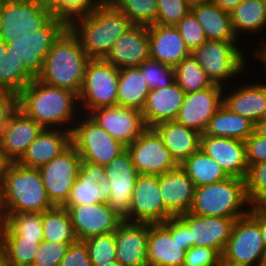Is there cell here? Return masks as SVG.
Returning a JSON list of instances; mask_svg holds the SVG:
<instances>
[{"label":"cell","mask_w":266,"mask_h":266,"mask_svg":"<svg viewBox=\"0 0 266 266\" xmlns=\"http://www.w3.org/2000/svg\"><path fill=\"white\" fill-rule=\"evenodd\" d=\"M152 128L179 165L200 148L201 134L176 121L161 122Z\"/></svg>","instance_id":"cell-31"},{"label":"cell","mask_w":266,"mask_h":266,"mask_svg":"<svg viewBox=\"0 0 266 266\" xmlns=\"http://www.w3.org/2000/svg\"><path fill=\"white\" fill-rule=\"evenodd\" d=\"M53 207L39 169L10 163L0 180L1 214L43 213Z\"/></svg>","instance_id":"cell-4"},{"label":"cell","mask_w":266,"mask_h":266,"mask_svg":"<svg viewBox=\"0 0 266 266\" xmlns=\"http://www.w3.org/2000/svg\"><path fill=\"white\" fill-rule=\"evenodd\" d=\"M132 21L111 2L98 3L89 13L73 20L68 27L79 38L90 59H105L117 39Z\"/></svg>","instance_id":"cell-2"},{"label":"cell","mask_w":266,"mask_h":266,"mask_svg":"<svg viewBox=\"0 0 266 266\" xmlns=\"http://www.w3.org/2000/svg\"><path fill=\"white\" fill-rule=\"evenodd\" d=\"M0 266H7V259L4 246L0 239Z\"/></svg>","instance_id":"cell-60"},{"label":"cell","mask_w":266,"mask_h":266,"mask_svg":"<svg viewBox=\"0 0 266 266\" xmlns=\"http://www.w3.org/2000/svg\"><path fill=\"white\" fill-rule=\"evenodd\" d=\"M200 149L230 177L245 179L248 170L243 140L201 134Z\"/></svg>","instance_id":"cell-23"},{"label":"cell","mask_w":266,"mask_h":266,"mask_svg":"<svg viewBox=\"0 0 266 266\" xmlns=\"http://www.w3.org/2000/svg\"><path fill=\"white\" fill-rule=\"evenodd\" d=\"M223 90V86L213 84L202 91L185 93L175 121L203 134L212 116L223 105Z\"/></svg>","instance_id":"cell-19"},{"label":"cell","mask_w":266,"mask_h":266,"mask_svg":"<svg viewBox=\"0 0 266 266\" xmlns=\"http://www.w3.org/2000/svg\"><path fill=\"white\" fill-rule=\"evenodd\" d=\"M242 44V42L207 40L195 48L191 55L213 84L225 87L233 84L249 70L248 62L251 56L253 58V53H248L247 50L244 53L245 48L240 46Z\"/></svg>","instance_id":"cell-6"},{"label":"cell","mask_w":266,"mask_h":266,"mask_svg":"<svg viewBox=\"0 0 266 266\" xmlns=\"http://www.w3.org/2000/svg\"><path fill=\"white\" fill-rule=\"evenodd\" d=\"M221 255L213 248L191 247L186 251L183 266H219Z\"/></svg>","instance_id":"cell-50"},{"label":"cell","mask_w":266,"mask_h":266,"mask_svg":"<svg viewBox=\"0 0 266 266\" xmlns=\"http://www.w3.org/2000/svg\"><path fill=\"white\" fill-rule=\"evenodd\" d=\"M43 240L1 239L4 246L7 266H32L37 248Z\"/></svg>","instance_id":"cell-42"},{"label":"cell","mask_w":266,"mask_h":266,"mask_svg":"<svg viewBox=\"0 0 266 266\" xmlns=\"http://www.w3.org/2000/svg\"><path fill=\"white\" fill-rule=\"evenodd\" d=\"M209 41L241 42L236 36L230 13L222 10L215 3H203L191 6Z\"/></svg>","instance_id":"cell-32"},{"label":"cell","mask_w":266,"mask_h":266,"mask_svg":"<svg viewBox=\"0 0 266 266\" xmlns=\"http://www.w3.org/2000/svg\"><path fill=\"white\" fill-rule=\"evenodd\" d=\"M148 223L123 221L115 231L117 261L123 266H148Z\"/></svg>","instance_id":"cell-27"},{"label":"cell","mask_w":266,"mask_h":266,"mask_svg":"<svg viewBox=\"0 0 266 266\" xmlns=\"http://www.w3.org/2000/svg\"><path fill=\"white\" fill-rule=\"evenodd\" d=\"M219 266H233V265H229V264H227V263L220 262Z\"/></svg>","instance_id":"cell-67"},{"label":"cell","mask_w":266,"mask_h":266,"mask_svg":"<svg viewBox=\"0 0 266 266\" xmlns=\"http://www.w3.org/2000/svg\"><path fill=\"white\" fill-rule=\"evenodd\" d=\"M150 92L140 67L119 69L117 106L142 111Z\"/></svg>","instance_id":"cell-34"},{"label":"cell","mask_w":266,"mask_h":266,"mask_svg":"<svg viewBox=\"0 0 266 266\" xmlns=\"http://www.w3.org/2000/svg\"><path fill=\"white\" fill-rule=\"evenodd\" d=\"M119 69L105 59H90L78 95L81 113L101 107L117 106Z\"/></svg>","instance_id":"cell-9"},{"label":"cell","mask_w":266,"mask_h":266,"mask_svg":"<svg viewBox=\"0 0 266 266\" xmlns=\"http://www.w3.org/2000/svg\"><path fill=\"white\" fill-rule=\"evenodd\" d=\"M132 23L149 26L155 24L158 13L157 0H111Z\"/></svg>","instance_id":"cell-41"},{"label":"cell","mask_w":266,"mask_h":266,"mask_svg":"<svg viewBox=\"0 0 266 266\" xmlns=\"http://www.w3.org/2000/svg\"><path fill=\"white\" fill-rule=\"evenodd\" d=\"M244 182L249 203L258 204L266 197V162L248 165Z\"/></svg>","instance_id":"cell-46"},{"label":"cell","mask_w":266,"mask_h":266,"mask_svg":"<svg viewBox=\"0 0 266 266\" xmlns=\"http://www.w3.org/2000/svg\"><path fill=\"white\" fill-rule=\"evenodd\" d=\"M260 266H266V248L264 250V254H263V258H262V262Z\"/></svg>","instance_id":"cell-65"},{"label":"cell","mask_w":266,"mask_h":266,"mask_svg":"<svg viewBox=\"0 0 266 266\" xmlns=\"http://www.w3.org/2000/svg\"><path fill=\"white\" fill-rule=\"evenodd\" d=\"M254 133V123L232 112L224 104L216 111L204 132L213 137L232 138L245 141Z\"/></svg>","instance_id":"cell-35"},{"label":"cell","mask_w":266,"mask_h":266,"mask_svg":"<svg viewBox=\"0 0 266 266\" xmlns=\"http://www.w3.org/2000/svg\"><path fill=\"white\" fill-rule=\"evenodd\" d=\"M139 67L143 72L144 80L148 83L150 90L164 88L175 81L173 66L149 58Z\"/></svg>","instance_id":"cell-45"},{"label":"cell","mask_w":266,"mask_h":266,"mask_svg":"<svg viewBox=\"0 0 266 266\" xmlns=\"http://www.w3.org/2000/svg\"><path fill=\"white\" fill-rule=\"evenodd\" d=\"M265 39H266L265 36L261 40L259 38L256 41L257 42V45H258L257 48H256L255 45H252V46H254V48L251 47V46H249L251 48L249 51H252V53H253V59L256 60V62H257V60L259 62H261V64L263 65L261 67L264 69V71H265L264 74L266 75V70H265L266 69V40Z\"/></svg>","instance_id":"cell-55"},{"label":"cell","mask_w":266,"mask_h":266,"mask_svg":"<svg viewBox=\"0 0 266 266\" xmlns=\"http://www.w3.org/2000/svg\"><path fill=\"white\" fill-rule=\"evenodd\" d=\"M178 241L184 245L187 251L191 248V241L189 237V227L178 217Z\"/></svg>","instance_id":"cell-56"},{"label":"cell","mask_w":266,"mask_h":266,"mask_svg":"<svg viewBox=\"0 0 266 266\" xmlns=\"http://www.w3.org/2000/svg\"><path fill=\"white\" fill-rule=\"evenodd\" d=\"M98 3H107L110 2L111 0H96Z\"/></svg>","instance_id":"cell-66"},{"label":"cell","mask_w":266,"mask_h":266,"mask_svg":"<svg viewBox=\"0 0 266 266\" xmlns=\"http://www.w3.org/2000/svg\"><path fill=\"white\" fill-rule=\"evenodd\" d=\"M3 221V218H2V215H1V212H0V224L2 223Z\"/></svg>","instance_id":"cell-69"},{"label":"cell","mask_w":266,"mask_h":266,"mask_svg":"<svg viewBox=\"0 0 266 266\" xmlns=\"http://www.w3.org/2000/svg\"><path fill=\"white\" fill-rule=\"evenodd\" d=\"M261 120L266 122V111H265V113H264V115H263Z\"/></svg>","instance_id":"cell-68"},{"label":"cell","mask_w":266,"mask_h":266,"mask_svg":"<svg viewBox=\"0 0 266 266\" xmlns=\"http://www.w3.org/2000/svg\"><path fill=\"white\" fill-rule=\"evenodd\" d=\"M34 79L22 60L7 55L0 61V91L18 96Z\"/></svg>","instance_id":"cell-39"},{"label":"cell","mask_w":266,"mask_h":266,"mask_svg":"<svg viewBox=\"0 0 266 266\" xmlns=\"http://www.w3.org/2000/svg\"><path fill=\"white\" fill-rule=\"evenodd\" d=\"M264 250L260 227L246 214L235 220L221 262L233 266H260Z\"/></svg>","instance_id":"cell-10"},{"label":"cell","mask_w":266,"mask_h":266,"mask_svg":"<svg viewBox=\"0 0 266 266\" xmlns=\"http://www.w3.org/2000/svg\"><path fill=\"white\" fill-rule=\"evenodd\" d=\"M44 128L18 107L10 114L0 142L6 158L18 162Z\"/></svg>","instance_id":"cell-25"},{"label":"cell","mask_w":266,"mask_h":266,"mask_svg":"<svg viewBox=\"0 0 266 266\" xmlns=\"http://www.w3.org/2000/svg\"><path fill=\"white\" fill-rule=\"evenodd\" d=\"M126 150L139 174L160 175L179 166L153 128H147Z\"/></svg>","instance_id":"cell-14"},{"label":"cell","mask_w":266,"mask_h":266,"mask_svg":"<svg viewBox=\"0 0 266 266\" xmlns=\"http://www.w3.org/2000/svg\"><path fill=\"white\" fill-rule=\"evenodd\" d=\"M113 138L125 146L134 142L147 128L140 110L120 106L101 107L88 114Z\"/></svg>","instance_id":"cell-17"},{"label":"cell","mask_w":266,"mask_h":266,"mask_svg":"<svg viewBox=\"0 0 266 266\" xmlns=\"http://www.w3.org/2000/svg\"><path fill=\"white\" fill-rule=\"evenodd\" d=\"M158 13L156 24L175 26L191 11L186 0H157Z\"/></svg>","instance_id":"cell-47"},{"label":"cell","mask_w":266,"mask_h":266,"mask_svg":"<svg viewBox=\"0 0 266 266\" xmlns=\"http://www.w3.org/2000/svg\"><path fill=\"white\" fill-rule=\"evenodd\" d=\"M186 250L178 241V216L148 224V266H183Z\"/></svg>","instance_id":"cell-15"},{"label":"cell","mask_w":266,"mask_h":266,"mask_svg":"<svg viewBox=\"0 0 266 266\" xmlns=\"http://www.w3.org/2000/svg\"><path fill=\"white\" fill-rule=\"evenodd\" d=\"M248 165L266 162V138L253 133L244 141Z\"/></svg>","instance_id":"cell-52"},{"label":"cell","mask_w":266,"mask_h":266,"mask_svg":"<svg viewBox=\"0 0 266 266\" xmlns=\"http://www.w3.org/2000/svg\"><path fill=\"white\" fill-rule=\"evenodd\" d=\"M159 187L165 205V221L190 211L195 186L180 166L160 174Z\"/></svg>","instance_id":"cell-26"},{"label":"cell","mask_w":266,"mask_h":266,"mask_svg":"<svg viewBox=\"0 0 266 266\" xmlns=\"http://www.w3.org/2000/svg\"><path fill=\"white\" fill-rule=\"evenodd\" d=\"M250 205L244 180L229 176L219 182L195 187L189 213L236 220L249 213Z\"/></svg>","instance_id":"cell-5"},{"label":"cell","mask_w":266,"mask_h":266,"mask_svg":"<svg viewBox=\"0 0 266 266\" xmlns=\"http://www.w3.org/2000/svg\"><path fill=\"white\" fill-rule=\"evenodd\" d=\"M17 107V96L0 91V138L10 114Z\"/></svg>","instance_id":"cell-53"},{"label":"cell","mask_w":266,"mask_h":266,"mask_svg":"<svg viewBox=\"0 0 266 266\" xmlns=\"http://www.w3.org/2000/svg\"><path fill=\"white\" fill-rule=\"evenodd\" d=\"M59 266H92L85 242L71 243Z\"/></svg>","instance_id":"cell-51"},{"label":"cell","mask_w":266,"mask_h":266,"mask_svg":"<svg viewBox=\"0 0 266 266\" xmlns=\"http://www.w3.org/2000/svg\"><path fill=\"white\" fill-rule=\"evenodd\" d=\"M43 240L74 243L78 239L66 208L54 206L43 212Z\"/></svg>","instance_id":"cell-38"},{"label":"cell","mask_w":266,"mask_h":266,"mask_svg":"<svg viewBox=\"0 0 266 266\" xmlns=\"http://www.w3.org/2000/svg\"><path fill=\"white\" fill-rule=\"evenodd\" d=\"M185 92L174 81L159 89L150 90L142 114L148 128L165 121H175L183 104Z\"/></svg>","instance_id":"cell-29"},{"label":"cell","mask_w":266,"mask_h":266,"mask_svg":"<svg viewBox=\"0 0 266 266\" xmlns=\"http://www.w3.org/2000/svg\"><path fill=\"white\" fill-rule=\"evenodd\" d=\"M92 266H102L117 261L115 232L95 235L83 240Z\"/></svg>","instance_id":"cell-43"},{"label":"cell","mask_w":266,"mask_h":266,"mask_svg":"<svg viewBox=\"0 0 266 266\" xmlns=\"http://www.w3.org/2000/svg\"><path fill=\"white\" fill-rule=\"evenodd\" d=\"M175 26L179 30L182 39L191 52L207 41L202 26L191 11Z\"/></svg>","instance_id":"cell-49"},{"label":"cell","mask_w":266,"mask_h":266,"mask_svg":"<svg viewBox=\"0 0 266 266\" xmlns=\"http://www.w3.org/2000/svg\"><path fill=\"white\" fill-rule=\"evenodd\" d=\"M54 18L64 20L68 25L76 18L92 11L96 0H45Z\"/></svg>","instance_id":"cell-44"},{"label":"cell","mask_w":266,"mask_h":266,"mask_svg":"<svg viewBox=\"0 0 266 266\" xmlns=\"http://www.w3.org/2000/svg\"><path fill=\"white\" fill-rule=\"evenodd\" d=\"M195 187L212 184L229 176L200 148L179 165Z\"/></svg>","instance_id":"cell-37"},{"label":"cell","mask_w":266,"mask_h":266,"mask_svg":"<svg viewBox=\"0 0 266 266\" xmlns=\"http://www.w3.org/2000/svg\"><path fill=\"white\" fill-rule=\"evenodd\" d=\"M110 194L111 185L104 167L81 161L77 179L62 207L108 203Z\"/></svg>","instance_id":"cell-20"},{"label":"cell","mask_w":266,"mask_h":266,"mask_svg":"<svg viewBox=\"0 0 266 266\" xmlns=\"http://www.w3.org/2000/svg\"><path fill=\"white\" fill-rule=\"evenodd\" d=\"M17 107L43 128L71 131L80 115L78 96L35 78L17 96Z\"/></svg>","instance_id":"cell-1"},{"label":"cell","mask_w":266,"mask_h":266,"mask_svg":"<svg viewBox=\"0 0 266 266\" xmlns=\"http://www.w3.org/2000/svg\"><path fill=\"white\" fill-rule=\"evenodd\" d=\"M190 6L203 3H214L215 0H186Z\"/></svg>","instance_id":"cell-62"},{"label":"cell","mask_w":266,"mask_h":266,"mask_svg":"<svg viewBox=\"0 0 266 266\" xmlns=\"http://www.w3.org/2000/svg\"><path fill=\"white\" fill-rule=\"evenodd\" d=\"M123 221L156 224L165 222V205L159 175L139 174L132 193L130 211Z\"/></svg>","instance_id":"cell-16"},{"label":"cell","mask_w":266,"mask_h":266,"mask_svg":"<svg viewBox=\"0 0 266 266\" xmlns=\"http://www.w3.org/2000/svg\"><path fill=\"white\" fill-rule=\"evenodd\" d=\"M71 144L82 161L105 167L126 150V146L109 135L88 114L80 113L71 132Z\"/></svg>","instance_id":"cell-8"},{"label":"cell","mask_w":266,"mask_h":266,"mask_svg":"<svg viewBox=\"0 0 266 266\" xmlns=\"http://www.w3.org/2000/svg\"><path fill=\"white\" fill-rule=\"evenodd\" d=\"M78 240L115 232L123 222L108 203L66 207Z\"/></svg>","instance_id":"cell-18"},{"label":"cell","mask_w":266,"mask_h":266,"mask_svg":"<svg viewBox=\"0 0 266 266\" xmlns=\"http://www.w3.org/2000/svg\"><path fill=\"white\" fill-rule=\"evenodd\" d=\"M188 227L191 247H208L222 255L231 236L234 218L206 217L192 213L178 216Z\"/></svg>","instance_id":"cell-22"},{"label":"cell","mask_w":266,"mask_h":266,"mask_svg":"<svg viewBox=\"0 0 266 266\" xmlns=\"http://www.w3.org/2000/svg\"><path fill=\"white\" fill-rule=\"evenodd\" d=\"M89 60L79 38L68 27L53 43L37 79L78 96Z\"/></svg>","instance_id":"cell-3"},{"label":"cell","mask_w":266,"mask_h":266,"mask_svg":"<svg viewBox=\"0 0 266 266\" xmlns=\"http://www.w3.org/2000/svg\"><path fill=\"white\" fill-rule=\"evenodd\" d=\"M10 161L6 158L4 151L2 149L1 146V142H0V180L4 174V172L6 171L7 167L10 165Z\"/></svg>","instance_id":"cell-58"},{"label":"cell","mask_w":266,"mask_h":266,"mask_svg":"<svg viewBox=\"0 0 266 266\" xmlns=\"http://www.w3.org/2000/svg\"><path fill=\"white\" fill-rule=\"evenodd\" d=\"M254 133L266 138V122L259 120L254 124Z\"/></svg>","instance_id":"cell-59"},{"label":"cell","mask_w":266,"mask_h":266,"mask_svg":"<svg viewBox=\"0 0 266 266\" xmlns=\"http://www.w3.org/2000/svg\"><path fill=\"white\" fill-rule=\"evenodd\" d=\"M242 0H215V4L218 5L222 10L230 13L233 11Z\"/></svg>","instance_id":"cell-57"},{"label":"cell","mask_w":266,"mask_h":266,"mask_svg":"<svg viewBox=\"0 0 266 266\" xmlns=\"http://www.w3.org/2000/svg\"><path fill=\"white\" fill-rule=\"evenodd\" d=\"M70 244L43 240L37 248L32 266H59Z\"/></svg>","instance_id":"cell-48"},{"label":"cell","mask_w":266,"mask_h":266,"mask_svg":"<svg viewBox=\"0 0 266 266\" xmlns=\"http://www.w3.org/2000/svg\"><path fill=\"white\" fill-rule=\"evenodd\" d=\"M230 16L236 36L246 43L248 41L245 39L246 34L257 37L259 32L262 35L263 29L266 30V0H242L230 12Z\"/></svg>","instance_id":"cell-33"},{"label":"cell","mask_w":266,"mask_h":266,"mask_svg":"<svg viewBox=\"0 0 266 266\" xmlns=\"http://www.w3.org/2000/svg\"><path fill=\"white\" fill-rule=\"evenodd\" d=\"M0 239L43 240V213L24 212L1 214Z\"/></svg>","instance_id":"cell-36"},{"label":"cell","mask_w":266,"mask_h":266,"mask_svg":"<svg viewBox=\"0 0 266 266\" xmlns=\"http://www.w3.org/2000/svg\"><path fill=\"white\" fill-rule=\"evenodd\" d=\"M175 81L185 93L205 90L213 85L197 60L190 55L174 67Z\"/></svg>","instance_id":"cell-40"},{"label":"cell","mask_w":266,"mask_h":266,"mask_svg":"<svg viewBox=\"0 0 266 266\" xmlns=\"http://www.w3.org/2000/svg\"><path fill=\"white\" fill-rule=\"evenodd\" d=\"M7 43L0 38V61L7 56Z\"/></svg>","instance_id":"cell-61"},{"label":"cell","mask_w":266,"mask_h":266,"mask_svg":"<svg viewBox=\"0 0 266 266\" xmlns=\"http://www.w3.org/2000/svg\"><path fill=\"white\" fill-rule=\"evenodd\" d=\"M81 157L71 144L51 162L39 167L47 196L54 206H62L77 179Z\"/></svg>","instance_id":"cell-12"},{"label":"cell","mask_w":266,"mask_h":266,"mask_svg":"<svg viewBox=\"0 0 266 266\" xmlns=\"http://www.w3.org/2000/svg\"><path fill=\"white\" fill-rule=\"evenodd\" d=\"M71 145V131L44 128L17 162L28 168H39L59 156Z\"/></svg>","instance_id":"cell-30"},{"label":"cell","mask_w":266,"mask_h":266,"mask_svg":"<svg viewBox=\"0 0 266 266\" xmlns=\"http://www.w3.org/2000/svg\"><path fill=\"white\" fill-rule=\"evenodd\" d=\"M67 28L64 20L53 18L36 35L16 36L15 41L7 44V55L22 60L25 68L37 78L53 43Z\"/></svg>","instance_id":"cell-11"},{"label":"cell","mask_w":266,"mask_h":266,"mask_svg":"<svg viewBox=\"0 0 266 266\" xmlns=\"http://www.w3.org/2000/svg\"><path fill=\"white\" fill-rule=\"evenodd\" d=\"M102 266H123V265L118 261H113V262H108L107 264Z\"/></svg>","instance_id":"cell-64"},{"label":"cell","mask_w":266,"mask_h":266,"mask_svg":"<svg viewBox=\"0 0 266 266\" xmlns=\"http://www.w3.org/2000/svg\"><path fill=\"white\" fill-rule=\"evenodd\" d=\"M258 205L266 212V197L262 199Z\"/></svg>","instance_id":"cell-63"},{"label":"cell","mask_w":266,"mask_h":266,"mask_svg":"<svg viewBox=\"0 0 266 266\" xmlns=\"http://www.w3.org/2000/svg\"><path fill=\"white\" fill-rule=\"evenodd\" d=\"M248 214L258 223L264 247L266 248V212L258 204H252Z\"/></svg>","instance_id":"cell-54"},{"label":"cell","mask_w":266,"mask_h":266,"mask_svg":"<svg viewBox=\"0 0 266 266\" xmlns=\"http://www.w3.org/2000/svg\"><path fill=\"white\" fill-rule=\"evenodd\" d=\"M147 27L150 59L175 67L191 55L176 26L155 23Z\"/></svg>","instance_id":"cell-28"},{"label":"cell","mask_w":266,"mask_h":266,"mask_svg":"<svg viewBox=\"0 0 266 266\" xmlns=\"http://www.w3.org/2000/svg\"><path fill=\"white\" fill-rule=\"evenodd\" d=\"M251 68H249L251 71L248 70L246 74H243L240 80L224 87L223 104L232 112L255 124L262 119L266 111V81L263 82L262 79L259 81L257 78L252 81L250 79L253 75L250 74L253 71ZM247 76L249 78L245 79ZM264 79L266 80V76Z\"/></svg>","instance_id":"cell-13"},{"label":"cell","mask_w":266,"mask_h":266,"mask_svg":"<svg viewBox=\"0 0 266 266\" xmlns=\"http://www.w3.org/2000/svg\"><path fill=\"white\" fill-rule=\"evenodd\" d=\"M148 27L133 23L120 36L105 60L116 68L139 67L150 58Z\"/></svg>","instance_id":"cell-24"},{"label":"cell","mask_w":266,"mask_h":266,"mask_svg":"<svg viewBox=\"0 0 266 266\" xmlns=\"http://www.w3.org/2000/svg\"><path fill=\"white\" fill-rule=\"evenodd\" d=\"M53 18L45 0H0V38L8 44L16 36L36 35Z\"/></svg>","instance_id":"cell-7"},{"label":"cell","mask_w":266,"mask_h":266,"mask_svg":"<svg viewBox=\"0 0 266 266\" xmlns=\"http://www.w3.org/2000/svg\"><path fill=\"white\" fill-rule=\"evenodd\" d=\"M111 185L108 205L122 218L130 211L132 193L139 176L127 150L104 167Z\"/></svg>","instance_id":"cell-21"}]
</instances>
